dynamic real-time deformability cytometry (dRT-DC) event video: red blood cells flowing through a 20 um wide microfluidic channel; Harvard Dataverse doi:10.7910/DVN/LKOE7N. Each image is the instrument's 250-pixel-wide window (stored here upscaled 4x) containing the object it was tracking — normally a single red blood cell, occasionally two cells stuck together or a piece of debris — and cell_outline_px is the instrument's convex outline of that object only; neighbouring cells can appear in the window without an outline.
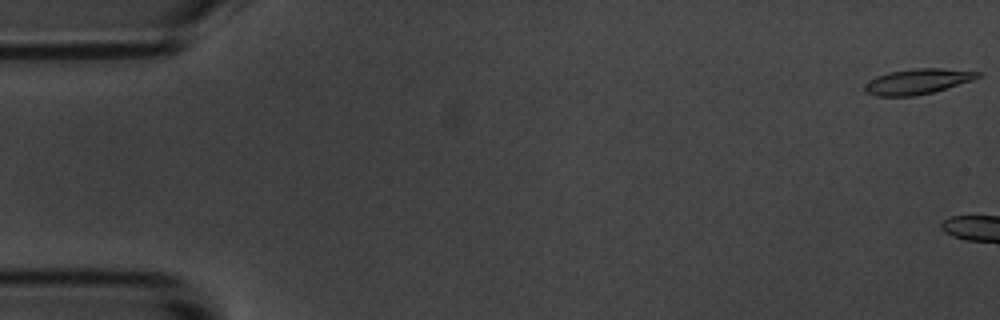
{"species": "common noctule bat (a hibernating species)", "species_latin": "Nyctalus noctula", "temperature_condition": "room temperature", "stored_images_in_passage": 4, "camera_frame_rate_fps": 3000, "um_per_image_px": 0.085, "animal": {"sex": "male", "body_mass_g": 20.1, "forearm_length_mm": 53.5}, "frame": {"image": 1, "passage_image": 1, "time_ms": 0.0, "image_size_px": [1000, 320], "cell_outline_px": [[980, 76], [972, 80], [932, 92], [912, 96], [876, 96], [864, 92], [864, 84], [876, 76], [888, 72], [916, 68], [940, 68], [980, 72]], "centroid_in_image_um": [77.93, 6.92], "position_along_channel_um": 7.1, "area_um2": 16.53}}